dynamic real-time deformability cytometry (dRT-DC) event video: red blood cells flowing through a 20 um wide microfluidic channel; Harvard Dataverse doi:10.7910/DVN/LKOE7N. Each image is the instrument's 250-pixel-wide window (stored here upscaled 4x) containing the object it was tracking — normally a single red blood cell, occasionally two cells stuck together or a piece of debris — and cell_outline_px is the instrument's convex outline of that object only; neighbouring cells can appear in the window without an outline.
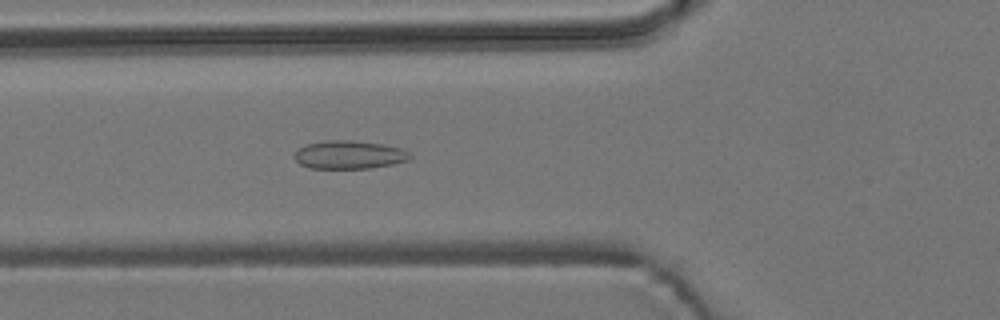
{"species": "common noctule bat (a hibernating species)", "species_latin": "Nyctalus noctula", "temperature_condition": "room temperature", "stored_images_in_passage": 5, "camera_frame_rate_fps": 3000, "um_per_image_px": 0.085, "animal": {"sex": "male", "body_mass_g": 19.2, "forearm_length_mm": 51.8}, "frame": {"image": 1, "passage_image": 5, "time_ms": 4.667, "image_size_px": [1000, 320], "cell_outline_px": [[412, 156], [408, 160], [392, 164], [372, 168], [312, 168], [300, 164], [292, 156], [300, 148], [308, 144], [328, 140], [352, 140], [384, 144], [400, 148], [408, 152]], "centroid_in_image_um": [29.69, 13.15], "position_along_channel_um": 96.1, "area_um2": 18.9}}